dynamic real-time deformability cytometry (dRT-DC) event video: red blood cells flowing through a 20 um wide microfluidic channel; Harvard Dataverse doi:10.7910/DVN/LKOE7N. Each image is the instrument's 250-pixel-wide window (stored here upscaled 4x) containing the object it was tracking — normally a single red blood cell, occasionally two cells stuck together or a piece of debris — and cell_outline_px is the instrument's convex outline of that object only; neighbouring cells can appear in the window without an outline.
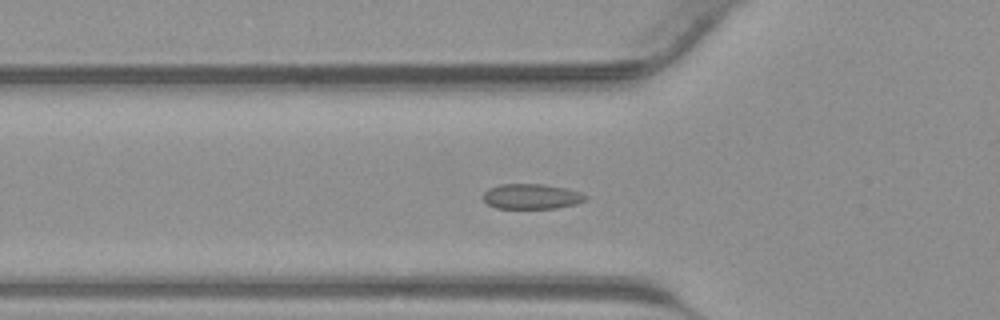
{"species": "common noctule bat (a hibernating species)", "species_latin": "Nyctalus noctula", "temperature_condition": "warm", "stored_images_in_passage": 40, "camera_frame_rate_fps": 3000, "um_per_image_px": 0.085, "animal": {"sex": "male", "body_mass_g": 23.1, "forearm_length_mm": 52.7}, "frame": {"image": 1, "passage_image": 11, "time_ms": 3.333, "image_size_px": [1000, 320], "cell_outline_px": [[588, 200], [576, 204], [556, 208], [496, 208], [488, 204], [484, 200], [484, 192], [488, 188], [500, 184], [544, 184], [564, 188], [580, 192], [588, 196]], "centroid_in_image_um": [45.2, 16.69], "position_along_channel_um": 80.6, "area_um2": 15.03}}
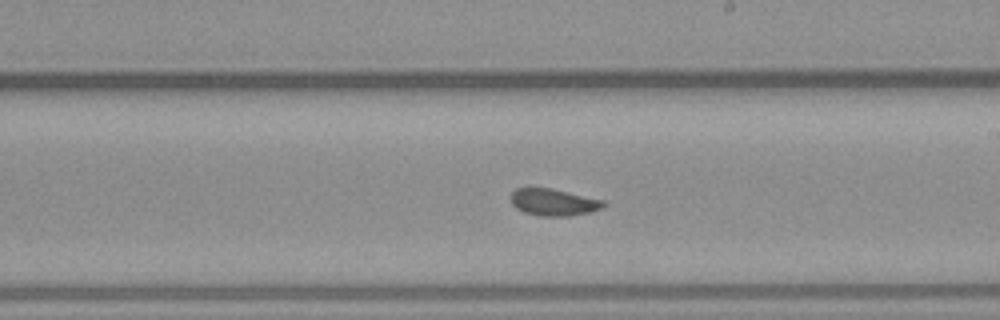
{"frame": {"image": 2, "passage_image": 21, "time_ms": 6.667, "image_size_px": [1000, 320], "cell_outline_px": [[608, 204], [604, 208], [588, 212], [568, 216], [540, 216], [524, 212], [516, 208], [512, 204], [512, 192], [516, 188], [552, 188], [604, 200]], "centroid_in_image_um": [47.09, 17.19], "position_along_channel_um": 241.9, "area_um2": 14.57}}
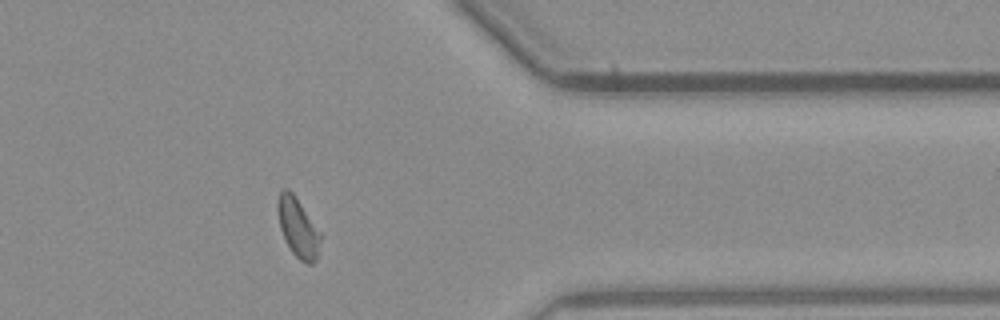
{"frame": {"image": 3, "passage_image": 31, "time_ms": 10.0, "image_size_px": [1000, 320], "cell_outline_px": [[320, 240], [316, 260], [312, 264], [308, 264], [300, 260], [292, 252], [280, 228], [276, 208], [276, 204], [280, 192], [284, 188], [288, 188], [292, 192], [320, 232]], "centroid_in_image_um": [25.3, 19.33], "position_along_channel_um": 386.1, "area_um2": 14.45}}